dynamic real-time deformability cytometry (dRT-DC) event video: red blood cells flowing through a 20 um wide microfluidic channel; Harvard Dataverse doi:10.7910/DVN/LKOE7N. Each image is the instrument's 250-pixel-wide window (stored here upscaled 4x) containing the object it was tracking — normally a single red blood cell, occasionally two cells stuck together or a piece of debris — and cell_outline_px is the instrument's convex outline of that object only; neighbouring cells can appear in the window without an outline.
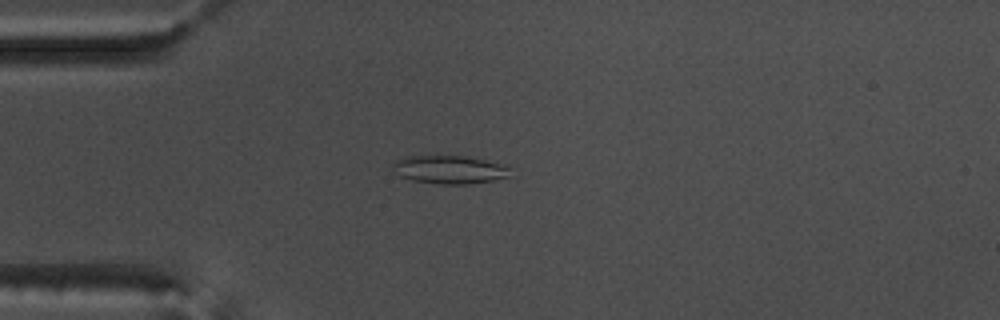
{"species": "common noctule bat (a hibernating species)", "species_latin": "Nyctalus noctula", "temperature_condition": "warm", "stored_images_in_passage": 55, "camera_frame_rate_fps": 3000, "um_per_image_px": 0.085, "animal": {"sex": "male", "body_mass_g": 17.5, "forearm_length_mm": 52.3}, "frame": {"image": 1, "passage_image": 15, "time_ms": 4.667, "image_size_px": [1000, 320], "cell_outline_px": [[508, 176], [492, 180], [468, 184], [440, 184], [412, 180], [400, 176], [392, 164], [396, 160], [408, 156], [468, 156], [504, 164], [508, 168]], "centroid_in_image_um": [38.21, 14.41], "position_along_channel_um": 46.8, "area_um2": 19.02}}
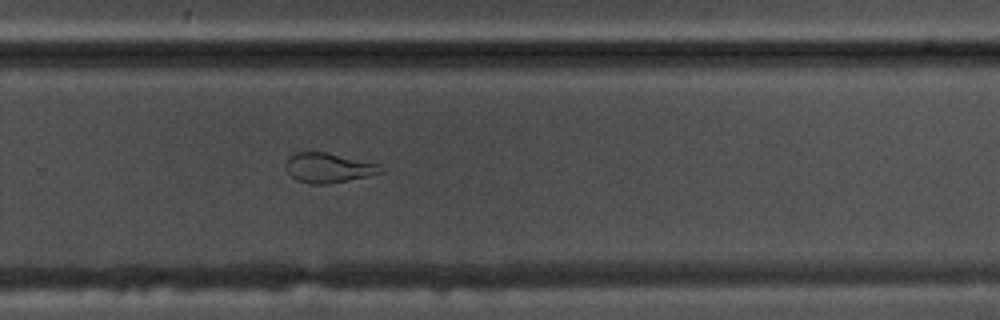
{"frame": {"image": 2, "passage_image": 37, "time_ms": 12.0, "image_size_px": [1000, 320], "cell_outline_px": [[384, 172], [368, 176], [328, 184], [312, 184], [296, 180], [288, 172], [284, 164], [288, 156], [296, 152], [328, 152], [376, 164], [384, 168]], "centroid_in_image_um": [27.88, 14.26], "position_along_channel_um": 301.9, "area_um2": 16.42}}
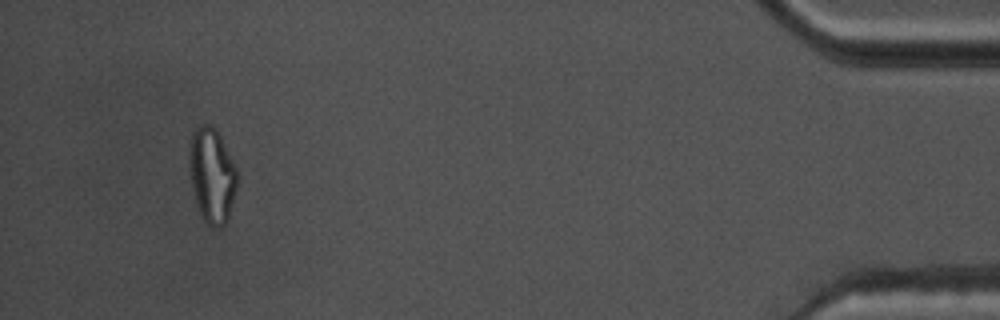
{"frame": {"image": 3, "passage_image": 52, "time_ms": 17.0, "image_size_px": [1000, 320], "cell_outline_px": [[236, 188], [228, 220], [220, 228], [212, 228], [200, 216], [196, 204], [192, 184], [192, 132], [200, 124], [212, 124], [216, 128], [236, 168]], "centroid_in_image_um": [18.05, 14.95], "position_along_channel_um": 417.1, "area_um2": 25.66}, "authors_computed_cell_mechanics": {"area_um2": 20.8658, "velocity_mm_per_s": 3.7079, "shape_relaxation_time_tau1_ms": null, "shape_relaxation_time_tau2_ms": 1.4905, "deformation_change_tau1": null, "deformation_change_tau2": 0.0779}}